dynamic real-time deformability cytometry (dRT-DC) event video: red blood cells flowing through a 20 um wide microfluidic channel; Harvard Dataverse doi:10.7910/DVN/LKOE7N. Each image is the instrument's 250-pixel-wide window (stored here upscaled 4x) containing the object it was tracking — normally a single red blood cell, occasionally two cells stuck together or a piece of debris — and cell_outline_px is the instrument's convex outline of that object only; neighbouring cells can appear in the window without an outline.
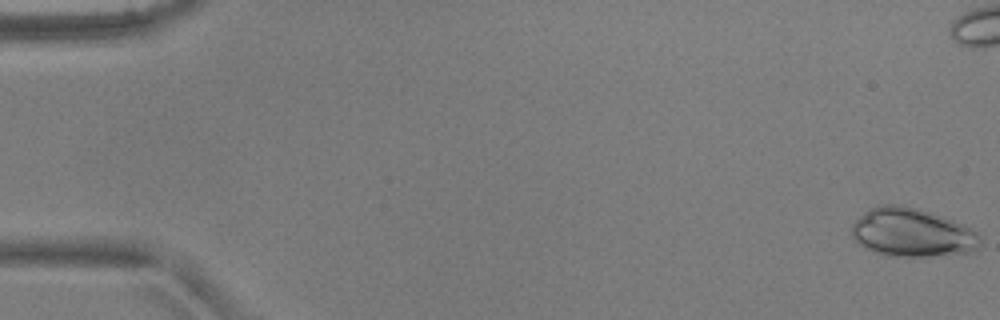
{"species": "common noctule bat (a hibernating species)", "species_latin": "Nyctalus noctula", "temperature_condition": "warm", "stored_images_in_passage": 7, "camera_frame_rate_fps": 3000, "um_per_image_px": 0.085, "animal": {"sex": "male", "body_mass_g": 17.9, "forearm_length_mm": 54.2}, "frame": {"image": 1, "passage_image": 1, "time_ms": 0.0, "image_size_px": [1000, 320], "cell_outline_px": [[984, 240], [972, 252], [928, 256], [892, 256], [876, 252], [864, 248], [852, 236], [852, 224], [868, 208], [884, 204], [896, 204], [916, 208], [952, 220], [976, 232]], "centroid_in_image_um": [77.51, 19.77], "position_along_channel_um": 7.5, "area_um2": 35.95}}